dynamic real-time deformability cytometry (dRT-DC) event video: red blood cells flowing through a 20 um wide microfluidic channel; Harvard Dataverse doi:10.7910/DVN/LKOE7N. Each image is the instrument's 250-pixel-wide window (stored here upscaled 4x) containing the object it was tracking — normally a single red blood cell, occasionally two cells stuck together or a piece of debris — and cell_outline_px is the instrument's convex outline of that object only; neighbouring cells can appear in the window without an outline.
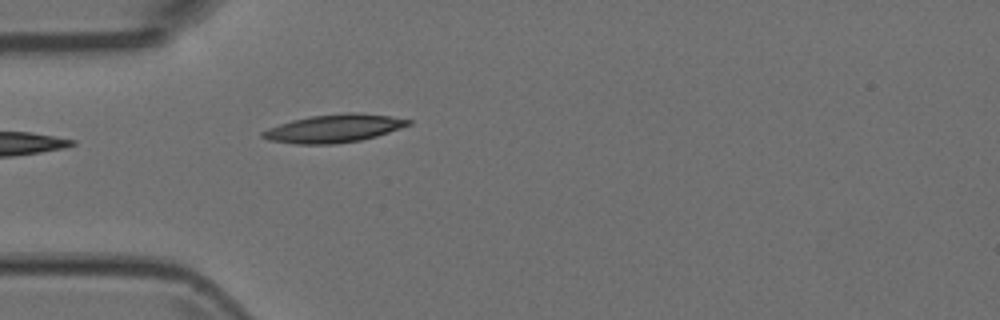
{"species": "Egyptian fruit bat (a non-hibernating species)", "species_latin": "Rousettus aegyptiacus", "temperature_condition": "room temperature", "stored_images_in_passage": 5, "camera_frame_rate_fps": 3000, "um_per_image_px": 0.085, "animal": {"sex": "female"}, "frame": {"image": 1, "passage_image": 5, "time_ms": 1.333, "image_size_px": [1000, 320], "cell_outline_px": [[412, 124], [376, 136], [360, 140], [336, 144], [296, 144], [268, 140], [260, 136], [260, 132], [268, 128], [292, 120], [308, 116], [348, 112], [352, 112], [388, 116], [412, 120]], "centroid_in_image_um": [28.34, 10.92], "position_along_channel_um": 56.7, "area_um2": 23.76}}